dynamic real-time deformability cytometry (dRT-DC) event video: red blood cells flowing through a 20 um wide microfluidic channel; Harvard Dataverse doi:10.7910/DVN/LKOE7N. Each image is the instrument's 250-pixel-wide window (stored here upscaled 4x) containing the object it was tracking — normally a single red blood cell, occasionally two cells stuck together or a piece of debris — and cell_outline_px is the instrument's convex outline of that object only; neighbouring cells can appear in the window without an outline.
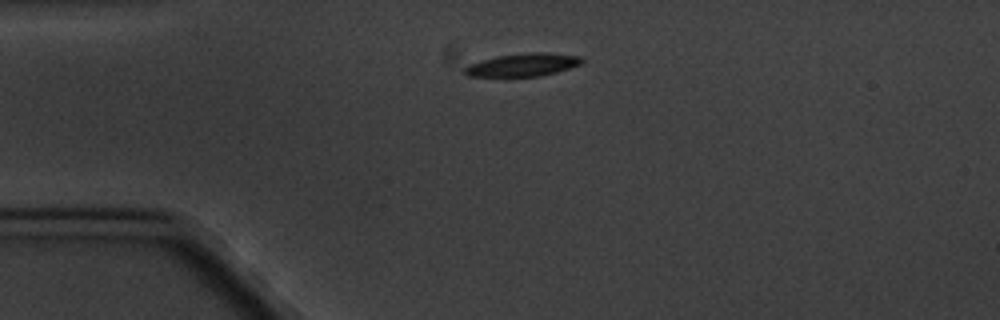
{"species": "common noctule bat (a hibernating species)", "species_latin": "Nyctalus noctula", "temperature_condition": "cold", "stored_images_in_passage": 1, "camera_frame_rate_fps": 3000, "um_per_image_px": 0.085, "animal": {"sex": "male", "body_mass_g": 20.1, "forearm_length_mm": 53.5}, "frame": {"image": 1, "passage_image": 1, "time_ms": 0.0, "image_size_px": [1000, 320], "cell_outline_px": [[584, 60], [580, 64], [556, 72], [540, 76], [468, 76], [460, 72], [468, 64], [496, 56], [528, 52], [548, 52], [580, 56]], "centroid_in_image_um": [44.41, 5.5], "position_along_channel_um": 40.6, "area_um2": 15.72}}